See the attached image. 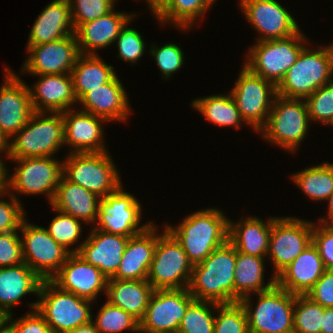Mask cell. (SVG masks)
Instances as JSON below:
<instances>
[{
	"label": "cell",
	"mask_w": 333,
	"mask_h": 333,
	"mask_svg": "<svg viewBox=\"0 0 333 333\" xmlns=\"http://www.w3.org/2000/svg\"><path fill=\"white\" fill-rule=\"evenodd\" d=\"M165 229L195 265L228 241L229 218L221 209L207 208L187 215L175 227L165 224Z\"/></svg>",
	"instance_id": "1"
},
{
	"label": "cell",
	"mask_w": 333,
	"mask_h": 333,
	"mask_svg": "<svg viewBox=\"0 0 333 333\" xmlns=\"http://www.w3.org/2000/svg\"><path fill=\"white\" fill-rule=\"evenodd\" d=\"M4 151L0 150V154ZM6 165L2 161V157H0V191L6 189Z\"/></svg>",
	"instance_id": "56"
},
{
	"label": "cell",
	"mask_w": 333,
	"mask_h": 333,
	"mask_svg": "<svg viewBox=\"0 0 333 333\" xmlns=\"http://www.w3.org/2000/svg\"><path fill=\"white\" fill-rule=\"evenodd\" d=\"M192 107L199 111L208 122L221 127H234L240 129L242 123L246 124L233 100L230 92L227 95L215 94L199 97L192 101Z\"/></svg>",
	"instance_id": "35"
},
{
	"label": "cell",
	"mask_w": 333,
	"mask_h": 333,
	"mask_svg": "<svg viewBox=\"0 0 333 333\" xmlns=\"http://www.w3.org/2000/svg\"><path fill=\"white\" fill-rule=\"evenodd\" d=\"M100 200L96 194L63 176L50 205L55 210L71 215L88 225L97 221Z\"/></svg>",
	"instance_id": "30"
},
{
	"label": "cell",
	"mask_w": 333,
	"mask_h": 333,
	"mask_svg": "<svg viewBox=\"0 0 333 333\" xmlns=\"http://www.w3.org/2000/svg\"><path fill=\"white\" fill-rule=\"evenodd\" d=\"M105 302L95 320L92 319L99 333H119L124 330L139 332V321L135 317L108 301Z\"/></svg>",
	"instance_id": "40"
},
{
	"label": "cell",
	"mask_w": 333,
	"mask_h": 333,
	"mask_svg": "<svg viewBox=\"0 0 333 333\" xmlns=\"http://www.w3.org/2000/svg\"><path fill=\"white\" fill-rule=\"evenodd\" d=\"M64 120V146L69 145V153H89L107 151L102 128L106 119L91 113L68 109L62 112Z\"/></svg>",
	"instance_id": "21"
},
{
	"label": "cell",
	"mask_w": 333,
	"mask_h": 333,
	"mask_svg": "<svg viewBox=\"0 0 333 333\" xmlns=\"http://www.w3.org/2000/svg\"><path fill=\"white\" fill-rule=\"evenodd\" d=\"M116 1L118 0H68L75 30L81 24L93 21L112 11Z\"/></svg>",
	"instance_id": "44"
},
{
	"label": "cell",
	"mask_w": 333,
	"mask_h": 333,
	"mask_svg": "<svg viewBox=\"0 0 333 333\" xmlns=\"http://www.w3.org/2000/svg\"><path fill=\"white\" fill-rule=\"evenodd\" d=\"M37 297L36 310L46 320L53 333H69L92 321L93 302L61 290L51 280H43Z\"/></svg>",
	"instance_id": "8"
},
{
	"label": "cell",
	"mask_w": 333,
	"mask_h": 333,
	"mask_svg": "<svg viewBox=\"0 0 333 333\" xmlns=\"http://www.w3.org/2000/svg\"><path fill=\"white\" fill-rule=\"evenodd\" d=\"M256 296L255 308L251 294L239 301L246 311L249 333H293L295 294L276 284Z\"/></svg>",
	"instance_id": "6"
},
{
	"label": "cell",
	"mask_w": 333,
	"mask_h": 333,
	"mask_svg": "<svg viewBox=\"0 0 333 333\" xmlns=\"http://www.w3.org/2000/svg\"><path fill=\"white\" fill-rule=\"evenodd\" d=\"M310 121L305 99L276 95L266 124L258 131L270 144L296 152L309 130Z\"/></svg>",
	"instance_id": "5"
},
{
	"label": "cell",
	"mask_w": 333,
	"mask_h": 333,
	"mask_svg": "<svg viewBox=\"0 0 333 333\" xmlns=\"http://www.w3.org/2000/svg\"><path fill=\"white\" fill-rule=\"evenodd\" d=\"M248 23L260 36L258 41L284 39L300 31L294 17L277 0H238Z\"/></svg>",
	"instance_id": "17"
},
{
	"label": "cell",
	"mask_w": 333,
	"mask_h": 333,
	"mask_svg": "<svg viewBox=\"0 0 333 333\" xmlns=\"http://www.w3.org/2000/svg\"><path fill=\"white\" fill-rule=\"evenodd\" d=\"M312 243L317 247L326 270H333V225L313 222Z\"/></svg>",
	"instance_id": "50"
},
{
	"label": "cell",
	"mask_w": 333,
	"mask_h": 333,
	"mask_svg": "<svg viewBox=\"0 0 333 333\" xmlns=\"http://www.w3.org/2000/svg\"><path fill=\"white\" fill-rule=\"evenodd\" d=\"M313 222L276 217L272 222L268 256L277 277L312 242Z\"/></svg>",
	"instance_id": "14"
},
{
	"label": "cell",
	"mask_w": 333,
	"mask_h": 333,
	"mask_svg": "<svg viewBox=\"0 0 333 333\" xmlns=\"http://www.w3.org/2000/svg\"><path fill=\"white\" fill-rule=\"evenodd\" d=\"M122 184L111 194L101 198L95 229L132 237L143 232L152 221L141 226L142 208L138 199L123 190ZM139 226V227H138Z\"/></svg>",
	"instance_id": "15"
},
{
	"label": "cell",
	"mask_w": 333,
	"mask_h": 333,
	"mask_svg": "<svg viewBox=\"0 0 333 333\" xmlns=\"http://www.w3.org/2000/svg\"><path fill=\"white\" fill-rule=\"evenodd\" d=\"M98 54H80L71 70L73 89L79 101L86 93L110 82L117 74Z\"/></svg>",
	"instance_id": "34"
},
{
	"label": "cell",
	"mask_w": 333,
	"mask_h": 333,
	"mask_svg": "<svg viewBox=\"0 0 333 333\" xmlns=\"http://www.w3.org/2000/svg\"><path fill=\"white\" fill-rule=\"evenodd\" d=\"M306 295L323 308L333 307V270H326Z\"/></svg>",
	"instance_id": "51"
},
{
	"label": "cell",
	"mask_w": 333,
	"mask_h": 333,
	"mask_svg": "<svg viewBox=\"0 0 333 333\" xmlns=\"http://www.w3.org/2000/svg\"><path fill=\"white\" fill-rule=\"evenodd\" d=\"M73 34H75V26L68 0H53L37 16L28 35L27 47Z\"/></svg>",
	"instance_id": "28"
},
{
	"label": "cell",
	"mask_w": 333,
	"mask_h": 333,
	"mask_svg": "<svg viewBox=\"0 0 333 333\" xmlns=\"http://www.w3.org/2000/svg\"><path fill=\"white\" fill-rule=\"evenodd\" d=\"M131 21H133V19L122 28L118 37L115 39V43H117L119 52L117 57L136 64L137 61L140 60V57L142 58L147 47L139 31L127 26Z\"/></svg>",
	"instance_id": "46"
},
{
	"label": "cell",
	"mask_w": 333,
	"mask_h": 333,
	"mask_svg": "<svg viewBox=\"0 0 333 333\" xmlns=\"http://www.w3.org/2000/svg\"><path fill=\"white\" fill-rule=\"evenodd\" d=\"M0 333H10L5 326L0 329Z\"/></svg>",
	"instance_id": "58"
},
{
	"label": "cell",
	"mask_w": 333,
	"mask_h": 333,
	"mask_svg": "<svg viewBox=\"0 0 333 333\" xmlns=\"http://www.w3.org/2000/svg\"><path fill=\"white\" fill-rule=\"evenodd\" d=\"M275 218L276 216H270L264 222L257 216H250L243 217L235 223L230 219L228 241L238 252L266 258L269 251L272 222Z\"/></svg>",
	"instance_id": "31"
},
{
	"label": "cell",
	"mask_w": 333,
	"mask_h": 333,
	"mask_svg": "<svg viewBox=\"0 0 333 333\" xmlns=\"http://www.w3.org/2000/svg\"><path fill=\"white\" fill-rule=\"evenodd\" d=\"M324 308L307 295H295L293 333H321Z\"/></svg>",
	"instance_id": "39"
},
{
	"label": "cell",
	"mask_w": 333,
	"mask_h": 333,
	"mask_svg": "<svg viewBox=\"0 0 333 333\" xmlns=\"http://www.w3.org/2000/svg\"><path fill=\"white\" fill-rule=\"evenodd\" d=\"M116 75L110 82L90 90L79 101L80 110L102 117L108 122H125L130 118L131 105L126 90Z\"/></svg>",
	"instance_id": "24"
},
{
	"label": "cell",
	"mask_w": 333,
	"mask_h": 333,
	"mask_svg": "<svg viewBox=\"0 0 333 333\" xmlns=\"http://www.w3.org/2000/svg\"><path fill=\"white\" fill-rule=\"evenodd\" d=\"M36 76L40 80L27 85L34 111L62 113L78 104L70 73Z\"/></svg>",
	"instance_id": "23"
},
{
	"label": "cell",
	"mask_w": 333,
	"mask_h": 333,
	"mask_svg": "<svg viewBox=\"0 0 333 333\" xmlns=\"http://www.w3.org/2000/svg\"><path fill=\"white\" fill-rule=\"evenodd\" d=\"M321 333H333V307L324 308Z\"/></svg>",
	"instance_id": "52"
},
{
	"label": "cell",
	"mask_w": 333,
	"mask_h": 333,
	"mask_svg": "<svg viewBox=\"0 0 333 333\" xmlns=\"http://www.w3.org/2000/svg\"><path fill=\"white\" fill-rule=\"evenodd\" d=\"M154 289L145 280H120L109 278L107 280V301L130 313L140 321L146 312L149 299Z\"/></svg>",
	"instance_id": "32"
},
{
	"label": "cell",
	"mask_w": 333,
	"mask_h": 333,
	"mask_svg": "<svg viewBox=\"0 0 333 333\" xmlns=\"http://www.w3.org/2000/svg\"><path fill=\"white\" fill-rule=\"evenodd\" d=\"M194 300L188 288L154 290L139 321V333H178L187 307Z\"/></svg>",
	"instance_id": "16"
},
{
	"label": "cell",
	"mask_w": 333,
	"mask_h": 333,
	"mask_svg": "<svg viewBox=\"0 0 333 333\" xmlns=\"http://www.w3.org/2000/svg\"><path fill=\"white\" fill-rule=\"evenodd\" d=\"M26 50L29 55L20 71L32 76L71 73L80 55L75 34Z\"/></svg>",
	"instance_id": "18"
},
{
	"label": "cell",
	"mask_w": 333,
	"mask_h": 333,
	"mask_svg": "<svg viewBox=\"0 0 333 333\" xmlns=\"http://www.w3.org/2000/svg\"><path fill=\"white\" fill-rule=\"evenodd\" d=\"M147 2L148 9L151 10L153 15L157 16L171 0H144Z\"/></svg>",
	"instance_id": "53"
},
{
	"label": "cell",
	"mask_w": 333,
	"mask_h": 333,
	"mask_svg": "<svg viewBox=\"0 0 333 333\" xmlns=\"http://www.w3.org/2000/svg\"><path fill=\"white\" fill-rule=\"evenodd\" d=\"M332 76L333 43L315 50L306 45L277 86V95L306 99L321 86L332 81Z\"/></svg>",
	"instance_id": "4"
},
{
	"label": "cell",
	"mask_w": 333,
	"mask_h": 333,
	"mask_svg": "<svg viewBox=\"0 0 333 333\" xmlns=\"http://www.w3.org/2000/svg\"><path fill=\"white\" fill-rule=\"evenodd\" d=\"M18 165L13 173L6 169V190L17 198L15 192L22 195L46 194L52 203L57 186L63 177V161L55 157H29L10 159ZM9 174V175H8ZM13 191V192H12Z\"/></svg>",
	"instance_id": "10"
},
{
	"label": "cell",
	"mask_w": 333,
	"mask_h": 333,
	"mask_svg": "<svg viewBox=\"0 0 333 333\" xmlns=\"http://www.w3.org/2000/svg\"><path fill=\"white\" fill-rule=\"evenodd\" d=\"M164 45V46H163ZM160 47L152 45L149 55L153 56L158 68L166 80L172 77L176 71L180 70L184 64V53L182 48L175 43L163 44Z\"/></svg>",
	"instance_id": "45"
},
{
	"label": "cell",
	"mask_w": 333,
	"mask_h": 333,
	"mask_svg": "<svg viewBox=\"0 0 333 333\" xmlns=\"http://www.w3.org/2000/svg\"><path fill=\"white\" fill-rule=\"evenodd\" d=\"M51 208L58 215L51 220L46 230L60 246L65 248L70 254H74L73 247H70L76 244L78 239L80 240V236L82 235L81 223L84 222L71 215L55 210L52 206Z\"/></svg>",
	"instance_id": "41"
},
{
	"label": "cell",
	"mask_w": 333,
	"mask_h": 333,
	"mask_svg": "<svg viewBox=\"0 0 333 333\" xmlns=\"http://www.w3.org/2000/svg\"><path fill=\"white\" fill-rule=\"evenodd\" d=\"M230 91L244 121L258 132L267 122L277 87L242 65Z\"/></svg>",
	"instance_id": "12"
},
{
	"label": "cell",
	"mask_w": 333,
	"mask_h": 333,
	"mask_svg": "<svg viewBox=\"0 0 333 333\" xmlns=\"http://www.w3.org/2000/svg\"><path fill=\"white\" fill-rule=\"evenodd\" d=\"M162 231L157 239L147 281L154 290L188 288L193 264L165 226Z\"/></svg>",
	"instance_id": "11"
},
{
	"label": "cell",
	"mask_w": 333,
	"mask_h": 333,
	"mask_svg": "<svg viewBox=\"0 0 333 333\" xmlns=\"http://www.w3.org/2000/svg\"><path fill=\"white\" fill-rule=\"evenodd\" d=\"M291 177L310 200L327 201L333 193V163L328 161L305 168Z\"/></svg>",
	"instance_id": "36"
},
{
	"label": "cell",
	"mask_w": 333,
	"mask_h": 333,
	"mask_svg": "<svg viewBox=\"0 0 333 333\" xmlns=\"http://www.w3.org/2000/svg\"><path fill=\"white\" fill-rule=\"evenodd\" d=\"M85 239L74 248V254L97 267L108 279L112 278L120 266L129 237L91 227Z\"/></svg>",
	"instance_id": "22"
},
{
	"label": "cell",
	"mask_w": 333,
	"mask_h": 333,
	"mask_svg": "<svg viewBox=\"0 0 333 333\" xmlns=\"http://www.w3.org/2000/svg\"><path fill=\"white\" fill-rule=\"evenodd\" d=\"M43 280L25 263L0 268V315H12L11 308L17 306L27 294L39 295Z\"/></svg>",
	"instance_id": "29"
},
{
	"label": "cell",
	"mask_w": 333,
	"mask_h": 333,
	"mask_svg": "<svg viewBox=\"0 0 333 333\" xmlns=\"http://www.w3.org/2000/svg\"><path fill=\"white\" fill-rule=\"evenodd\" d=\"M0 87V131L9 141L28 122L34 113L26 82L12 69L4 68Z\"/></svg>",
	"instance_id": "19"
},
{
	"label": "cell",
	"mask_w": 333,
	"mask_h": 333,
	"mask_svg": "<svg viewBox=\"0 0 333 333\" xmlns=\"http://www.w3.org/2000/svg\"><path fill=\"white\" fill-rule=\"evenodd\" d=\"M328 203V210L326 215L328 218L320 217V220L318 223L324 224V225H333V193L330 195V197L327 199Z\"/></svg>",
	"instance_id": "54"
},
{
	"label": "cell",
	"mask_w": 333,
	"mask_h": 333,
	"mask_svg": "<svg viewBox=\"0 0 333 333\" xmlns=\"http://www.w3.org/2000/svg\"><path fill=\"white\" fill-rule=\"evenodd\" d=\"M306 43L310 42L301 30L284 39L255 41L247 55L245 54L247 57L244 59V66L277 87Z\"/></svg>",
	"instance_id": "7"
},
{
	"label": "cell",
	"mask_w": 333,
	"mask_h": 333,
	"mask_svg": "<svg viewBox=\"0 0 333 333\" xmlns=\"http://www.w3.org/2000/svg\"><path fill=\"white\" fill-rule=\"evenodd\" d=\"M216 303L194 300L188 307L179 324L178 333H213Z\"/></svg>",
	"instance_id": "38"
},
{
	"label": "cell",
	"mask_w": 333,
	"mask_h": 333,
	"mask_svg": "<svg viewBox=\"0 0 333 333\" xmlns=\"http://www.w3.org/2000/svg\"><path fill=\"white\" fill-rule=\"evenodd\" d=\"M213 333H249L247 315L240 302L231 304L216 303Z\"/></svg>",
	"instance_id": "42"
},
{
	"label": "cell",
	"mask_w": 333,
	"mask_h": 333,
	"mask_svg": "<svg viewBox=\"0 0 333 333\" xmlns=\"http://www.w3.org/2000/svg\"><path fill=\"white\" fill-rule=\"evenodd\" d=\"M24 263L21 237L18 231L0 234V268Z\"/></svg>",
	"instance_id": "49"
},
{
	"label": "cell",
	"mask_w": 333,
	"mask_h": 333,
	"mask_svg": "<svg viewBox=\"0 0 333 333\" xmlns=\"http://www.w3.org/2000/svg\"><path fill=\"white\" fill-rule=\"evenodd\" d=\"M213 4L212 0H171L155 18L161 25L175 24L178 29L188 31Z\"/></svg>",
	"instance_id": "37"
},
{
	"label": "cell",
	"mask_w": 333,
	"mask_h": 333,
	"mask_svg": "<svg viewBox=\"0 0 333 333\" xmlns=\"http://www.w3.org/2000/svg\"><path fill=\"white\" fill-rule=\"evenodd\" d=\"M9 196V201L3 200L2 196ZM0 234L11 231H19L21 223L26 218V212L21 206L19 198L14 197L9 191H0Z\"/></svg>",
	"instance_id": "48"
},
{
	"label": "cell",
	"mask_w": 333,
	"mask_h": 333,
	"mask_svg": "<svg viewBox=\"0 0 333 333\" xmlns=\"http://www.w3.org/2000/svg\"><path fill=\"white\" fill-rule=\"evenodd\" d=\"M265 258L244 254L236 250L234 269L235 302H239L250 293H259L271 289L276 285V277L272 276L265 285Z\"/></svg>",
	"instance_id": "33"
},
{
	"label": "cell",
	"mask_w": 333,
	"mask_h": 333,
	"mask_svg": "<svg viewBox=\"0 0 333 333\" xmlns=\"http://www.w3.org/2000/svg\"><path fill=\"white\" fill-rule=\"evenodd\" d=\"M326 271L311 242L277 277L276 284L295 295H306Z\"/></svg>",
	"instance_id": "26"
},
{
	"label": "cell",
	"mask_w": 333,
	"mask_h": 333,
	"mask_svg": "<svg viewBox=\"0 0 333 333\" xmlns=\"http://www.w3.org/2000/svg\"><path fill=\"white\" fill-rule=\"evenodd\" d=\"M28 305L30 307L29 312L23 317H20V319L13 320L14 314L4 318V326L6 329L10 333H53L46 320L36 310L37 301Z\"/></svg>",
	"instance_id": "47"
},
{
	"label": "cell",
	"mask_w": 333,
	"mask_h": 333,
	"mask_svg": "<svg viewBox=\"0 0 333 333\" xmlns=\"http://www.w3.org/2000/svg\"><path fill=\"white\" fill-rule=\"evenodd\" d=\"M108 278L94 265L77 254H70L59 272L51 279L61 290L92 301L106 293Z\"/></svg>",
	"instance_id": "20"
},
{
	"label": "cell",
	"mask_w": 333,
	"mask_h": 333,
	"mask_svg": "<svg viewBox=\"0 0 333 333\" xmlns=\"http://www.w3.org/2000/svg\"><path fill=\"white\" fill-rule=\"evenodd\" d=\"M21 242L24 263L42 280H51L66 262L70 253L60 246L46 228L29 223H21Z\"/></svg>",
	"instance_id": "13"
},
{
	"label": "cell",
	"mask_w": 333,
	"mask_h": 333,
	"mask_svg": "<svg viewBox=\"0 0 333 333\" xmlns=\"http://www.w3.org/2000/svg\"><path fill=\"white\" fill-rule=\"evenodd\" d=\"M115 11L83 23L75 30L80 54L96 55V50L111 46L126 23L136 17V14Z\"/></svg>",
	"instance_id": "27"
},
{
	"label": "cell",
	"mask_w": 333,
	"mask_h": 333,
	"mask_svg": "<svg viewBox=\"0 0 333 333\" xmlns=\"http://www.w3.org/2000/svg\"><path fill=\"white\" fill-rule=\"evenodd\" d=\"M69 333H99L93 322L81 325Z\"/></svg>",
	"instance_id": "55"
},
{
	"label": "cell",
	"mask_w": 333,
	"mask_h": 333,
	"mask_svg": "<svg viewBox=\"0 0 333 333\" xmlns=\"http://www.w3.org/2000/svg\"><path fill=\"white\" fill-rule=\"evenodd\" d=\"M157 226L152 222L143 232L129 237L122 260L113 279L145 280L148 277L154 257L157 239Z\"/></svg>",
	"instance_id": "25"
},
{
	"label": "cell",
	"mask_w": 333,
	"mask_h": 333,
	"mask_svg": "<svg viewBox=\"0 0 333 333\" xmlns=\"http://www.w3.org/2000/svg\"><path fill=\"white\" fill-rule=\"evenodd\" d=\"M305 100L310 121L333 127V80L321 86Z\"/></svg>",
	"instance_id": "43"
},
{
	"label": "cell",
	"mask_w": 333,
	"mask_h": 333,
	"mask_svg": "<svg viewBox=\"0 0 333 333\" xmlns=\"http://www.w3.org/2000/svg\"><path fill=\"white\" fill-rule=\"evenodd\" d=\"M7 148H8V140L3 136V134L0 131V150L6 153Z\"/></svg>",
	"instance_id": "57"
},
{
	"label": "cell",
	"mask_w": 333,
	"mask_h": 333,
	"mask_svg": "<svg viewBox=\"0 0 333 333\" xmlns=\"http://www.w3.org/2000/svg\"><path fill=\"white\" fill-rule=\"evenodd\" d=\"M108 152L68 153L63 160V176L104 198L122 184L117 166Z\"/></svg>",
	"instance_id": "9"
},
{
	"label": "cell",
	"mask_w": 333,
	"mask_h": 333,
	"mask_svg": "<svg viewBox=\"0 0 333 333\" xmlns=\"http://www.w3.org/2000/svg\"><path fill=\"white\" fill-rule=\"evenodd\" d=\"M236 249L227 241L201 263L193 265L189 292L195 300L218 304L235 303Z\"/></svg>",
	"instance_id": "2"
},
{
	"label": "cell",
	"mask_w": 333,
	"mask_h": 333,
	"mask_svg": "<svg viewBox=\"0 0 333 333\" xmlns=\"http://www.w3.org/2000/svg\"><path fill=\"white\" fill-rule=\"evenodd\" d=\"M63 145L62 113L34 111L27 124L8 141L5 157H54Z\"/></svg>",
	"instance_id": "3"
}]
</instances>
